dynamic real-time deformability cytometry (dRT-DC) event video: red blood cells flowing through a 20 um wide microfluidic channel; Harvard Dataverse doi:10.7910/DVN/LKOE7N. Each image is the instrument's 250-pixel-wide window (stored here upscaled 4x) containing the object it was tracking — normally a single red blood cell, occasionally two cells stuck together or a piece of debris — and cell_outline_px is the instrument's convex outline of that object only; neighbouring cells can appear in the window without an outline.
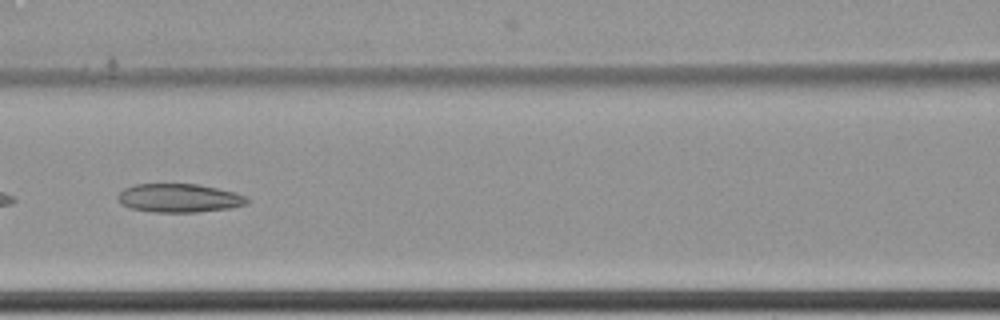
{"species": "common noctule bat (a hibernating species)", "species_latin": "Nyctalus noctula", "temperature_condition": "cold", "stored_images_in_passage": 10, "camera_frame_rate_fps": 3000, "um_per_image_px": 0.085, "animal": {"sex": "female", "body_mass_g": 22.7, "forearm_length_mm": 54.2}, "frame": {"image": 1, "passage_image": 9, "time_ms": 2.667, "image_size_px": [1000, 320], "cell_outline_px": [[248, 204], [228, 208], [196, 212], [152, 212], [132, 208], [120, 204], [116, 196], [124, 188], [136, 184], [200, 184], [236, 192], [244, 196], [248, 200]], "centroid_in_image_um": [15.21, 16.83], "position_along_channel_um": 151.4, "area_um2": 21.56}}
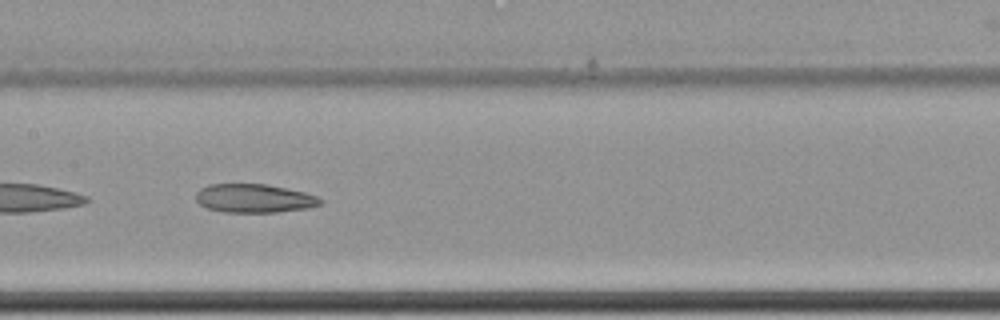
{"frame": {"image": 2, "passage_image": 10, "time_ms": 3.0, "image_size_px": [1000, 320], "cell_outline_px": [[324, 200], [320, 204], [308, 208], [276, 212], [224, 212], [208, 208], [200, 204], [196, 200], [196, 192], [200, 188], [208, 184], [268, 184], [304, 192], [316, 196]], "centroid_in_image_um": [21.59, 16.85], "position_along_channel_um": 185.8, "area_um2": 20.75}}